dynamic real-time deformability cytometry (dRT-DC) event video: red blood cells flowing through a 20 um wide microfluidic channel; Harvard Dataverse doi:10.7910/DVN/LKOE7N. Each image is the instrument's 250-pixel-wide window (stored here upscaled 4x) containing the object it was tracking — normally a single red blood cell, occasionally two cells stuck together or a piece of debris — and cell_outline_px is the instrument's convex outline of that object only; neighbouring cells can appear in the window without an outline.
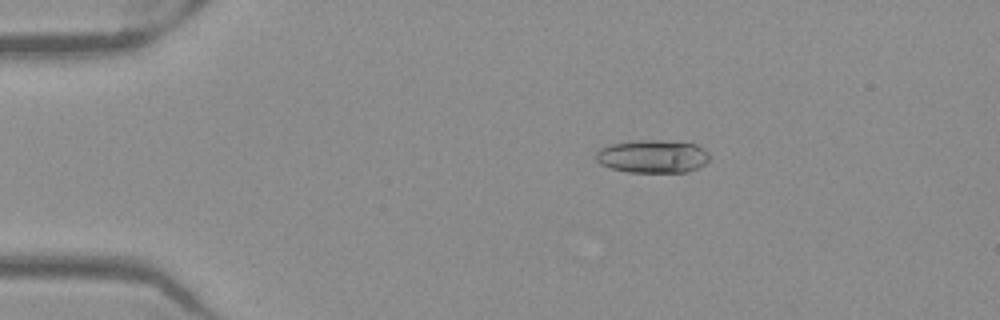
{"species": "Egyptian fruit bat (a non-hibernating species)", "species_latin": "Rousettus aegyptiacus", "temperature_condition": "warm", "stored_images_in_passage": 43, "camera_frame_rate_fps": 3000, "um_per_image_px": 0.085, "frame": {"image": 1, "passage_image": 1, "time_ms": 0.0, "image_size_px": [1000, 320], "cell_outline_px": [[712, 156], [704, 164], [696, 168], [684, 172], [628, 172], [612, 168], [600, 164], [596, 160], [596, 152], [600, 148], [612, 144], [636, 140], [660, 140], [696, 144], [704, 148]], "centroid_in_image_um": [55.49, 13.29], "position_along_channel_um": 29.5, "area_um2": 21.85}}
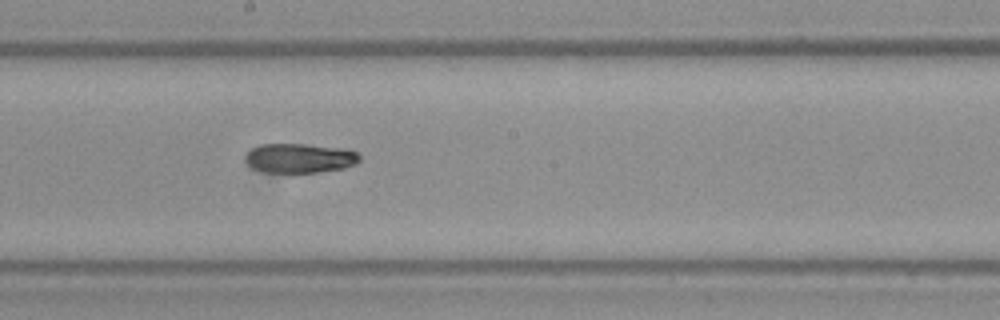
{"frame": {"image": 2, "passage_image": 20, "time_ms": 6.333, "image_size_px": [1000, 320], "cell_outline_px": [[360, 160], [356, 164], [344, 168], [316, 172], [260, 172], [252, 168], [248, 164], [248, 152], [252, 148], [260, 144], [308, 144], [352, 148], [360, 156]], "centroid_in_image_um": [25.55, 13.43], "position_along_channel_um": 222.7, "area_um2": 19.77}}
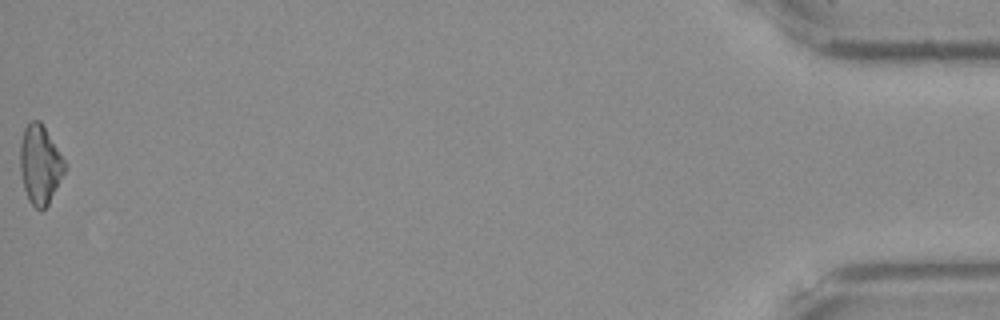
{"frame": {"image": 3, "passage_image": 43, "time_ms": 14.0, "image_size_px": [1000, 320], "cell_outline_px": [[68, 164], [48, 204], [40, 212], [28, 200], [24, 188], [20, 172], [20, 144], [24, 128], [32, 120], [40, 120]], "centroid_in_image_um": [3.4, 13.98], "position_along_channel_um": 431.8, "area_um2": 20.52}}